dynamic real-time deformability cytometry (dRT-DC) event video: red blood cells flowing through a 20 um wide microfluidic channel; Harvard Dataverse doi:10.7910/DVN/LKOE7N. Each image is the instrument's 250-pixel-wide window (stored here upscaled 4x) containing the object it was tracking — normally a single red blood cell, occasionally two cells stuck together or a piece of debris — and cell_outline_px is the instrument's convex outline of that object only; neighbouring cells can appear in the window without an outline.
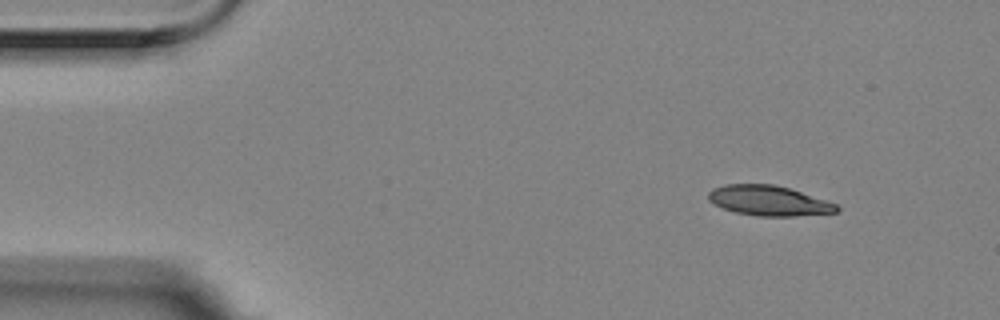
{"species": "Egyptian fruit bat (a non-hibernating species)", "species_latin": "Rousettus aegyptiacus", "temperature_condition": "room temperature", "stored_images_in_passage": 6, "camera_frame_rate_fps": 3000, "um_per_image_px": 0.085, "animal": {"sex": "female"}, "frame": {"image": 1, "passage_image": 1, "time_ms": 0.0, "image_size_px": [1000, 320], "cell_outline_px": [[840, 208], [836, 212], [792, 216], [756, 216], [736, 212], [724, 208], [708, 200], [708, 192], [712, 188], [724, 184], [776, 184], [836, 204]], "centroid_in_image_um": [65.3, 17.05], "position_along_channel_um": 19.7, "area_um2": 22.2}}
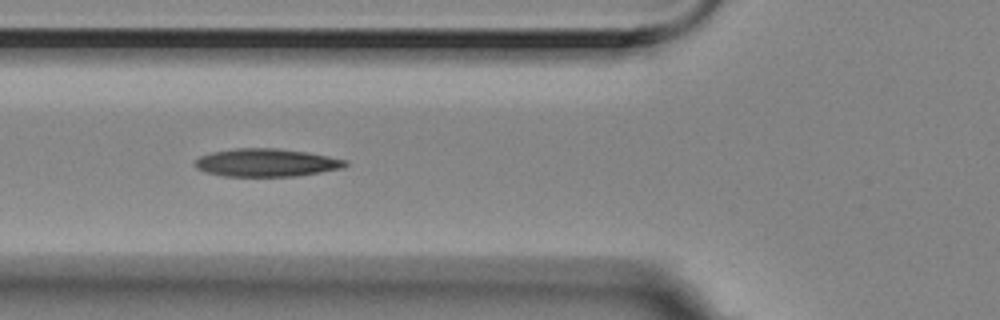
{"frame": {"image": 2, "passage_image": 5, "time_ms": 1.333, "image_size_px": [1000, 320], "cell_outline_px": [[348, 164], [344, 168], [296, 176], [224, 176], [204, 172], [196, 168], [192, 164], [200, 156], [212, 152], [236, 148], [276, 148], [308, 152], [348, 160]], "centroid_in_image_um": [22.64, 13.82], "position_along_channel_um": 103.2, "area_um2": 24.62}}
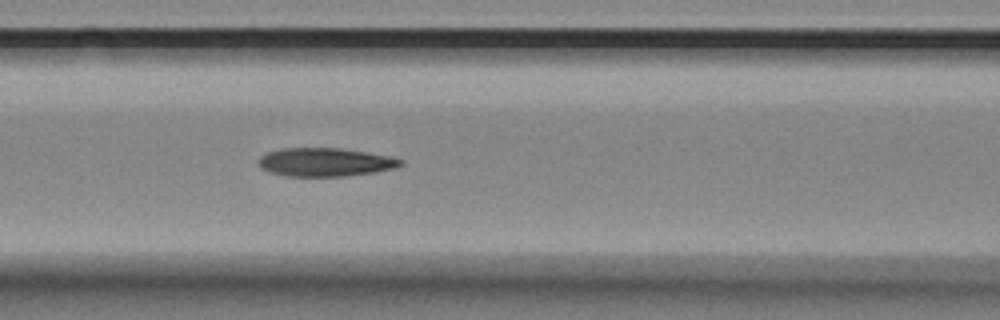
{"frame": {"image": 3, "passage_image": 6, "time_ms": 1.667, "image_size_px": [1000, 320], "cell_outline_px": [[404, 164], [392, 168], [376, 172], [344, 176], [284, 176], [268, 172], [260, 168], [256, 164], [256, 160], [260, 156], [268, 152], [280, 148], [340, 148], [368, 152], [388, 156], [404, 160]], "centroid_in_image_um": [27.57, 13.78], "position_along_channel_um": 139.0, "area_um2": 23.81}}